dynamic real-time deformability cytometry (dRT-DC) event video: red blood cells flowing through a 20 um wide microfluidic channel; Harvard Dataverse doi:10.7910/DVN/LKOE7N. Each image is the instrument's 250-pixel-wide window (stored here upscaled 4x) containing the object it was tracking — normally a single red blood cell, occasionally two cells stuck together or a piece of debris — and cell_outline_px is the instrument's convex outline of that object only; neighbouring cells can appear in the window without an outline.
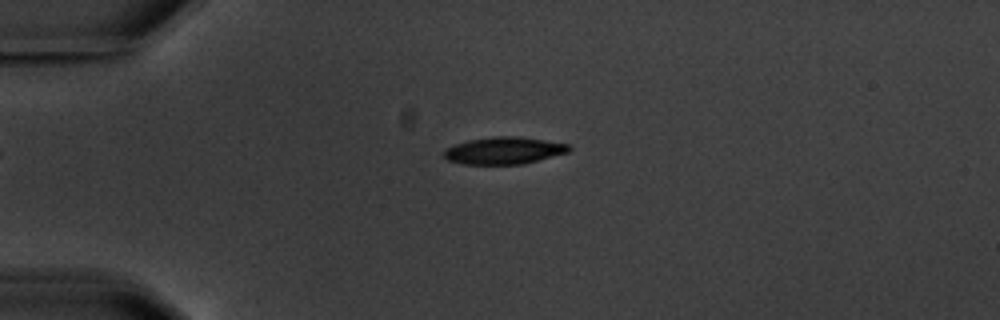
{"species": "common noctule bat (a hibernating species)", "species_latin": "Nyctalus noctula", "temperature_condition": "warm", "stored_images_in_passage": 4, "camera_frame_rate_fps": 3000, "um_per_image_px": 0.085, "animal": {"sex": "male", "body_mass_g": 20.1, "forearm_length_mm": 53.5}, "frame": {"image": 1, "passage_image": 3, "time_ms": 2.333, "image_size_px": [1000, 320], "cell_outline_px": [[572, 148], [568, 152], [520, 164], [464, 164], [448, 160], [444, 156], [444, 148], [452, 144], [468, 140], [496, 136], [516, 136], [544, 140], [568, 144]], "centroid_in_image_um": [42.78, 12.79], "position_along_channel_um": 42.2, "area_um2": 19.59}}